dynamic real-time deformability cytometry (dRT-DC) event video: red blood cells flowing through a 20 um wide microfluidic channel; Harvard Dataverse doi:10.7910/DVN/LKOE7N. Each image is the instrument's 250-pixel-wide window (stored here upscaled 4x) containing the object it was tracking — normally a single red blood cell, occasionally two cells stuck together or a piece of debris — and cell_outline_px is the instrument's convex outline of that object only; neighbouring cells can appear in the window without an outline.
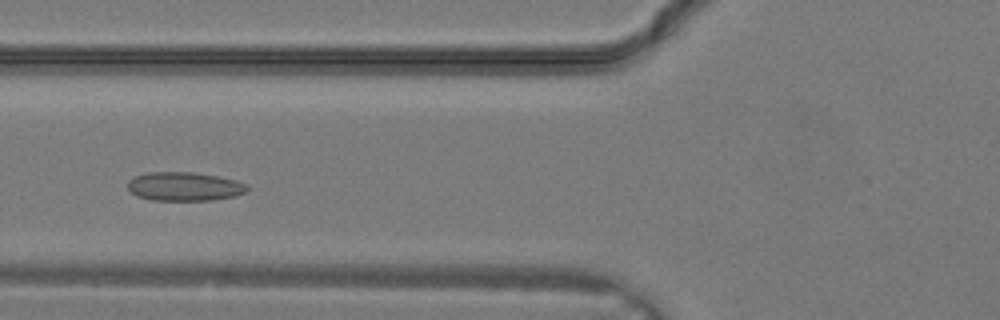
{"species": "common noctule bat (a hibernating species)", "species_latin": "Nyctalus noctula", "temperature_condition": "warm", "stored_images_in_passage": 16, "camera_frame_rate_fps": 3000, "um_per_image_px": 0.085, "animal": {"sex": "male", "body_mass_g": 19.2, "forearm_length_mm": 51.8}, "frame": {"image": 1, "passage_image": 9, "time_ms": 2.667, "image_size_px": [1000, 320], "cell_outline_px": [[248, 188], [244, 192], [236, 196], [212, 200], [152, 200], [136, 196], [128, 188], [128, 180], [136, 176], [148, 172], [192, 172], [220, 176], [236, 180], [248, 184]], "centroid_in_image_um": [15.69, 15.84], "position_along_channel_um": 110.1, "area_um2": 20.11}}
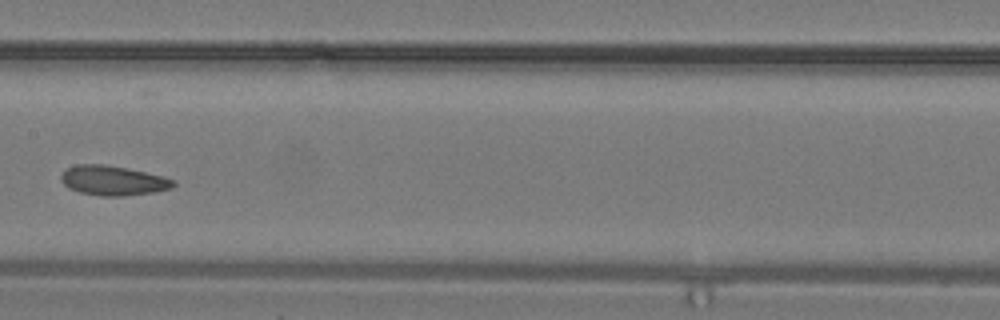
{"frame": {"image": 2, "passage_image": 13, "time_ms": 4.0, "image_size_px": [1000, 320], "cell_outline_px": [[176, 184], [172, 188], [156, 192], [124, 196], [100, 196], [80, 192], [68, 188], [60, 180], [60, 176], [68, 168], [76, 164], [104, 164], [128, 168], [164, 176], [176, 180]], "centroid_in_image_um": [9.64, 15.35], "position_along_channel_um": 197.8, "area_um2": 19.65}}
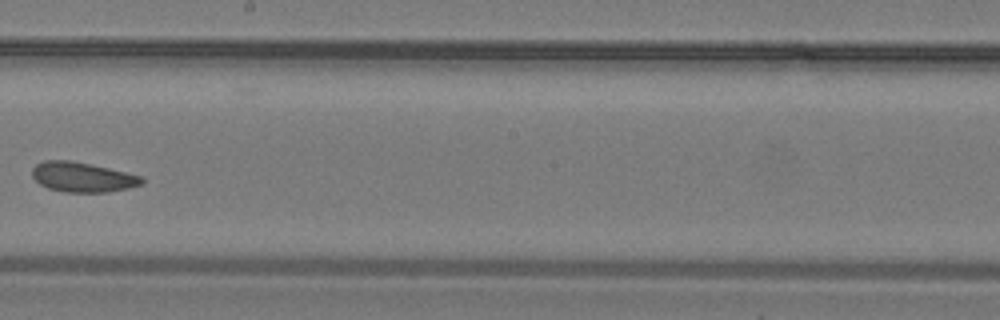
{"frame": {"image": 3, "passage_image": 15, "time_ms": 4.667, "image_size_px": [1000, 320], "cell_outline_px": [[144, 184], [128, 188], [108, 192], [64, 192], [48, 188], [40, 184], [32, 176], [32, 168], [36, 164], [44, 160], [72, 160], [144, 176]], "centroid_in_image_um": [7.03, 15.05], "position_along_channel_um": 241.2, "area_um2": 19.19}}